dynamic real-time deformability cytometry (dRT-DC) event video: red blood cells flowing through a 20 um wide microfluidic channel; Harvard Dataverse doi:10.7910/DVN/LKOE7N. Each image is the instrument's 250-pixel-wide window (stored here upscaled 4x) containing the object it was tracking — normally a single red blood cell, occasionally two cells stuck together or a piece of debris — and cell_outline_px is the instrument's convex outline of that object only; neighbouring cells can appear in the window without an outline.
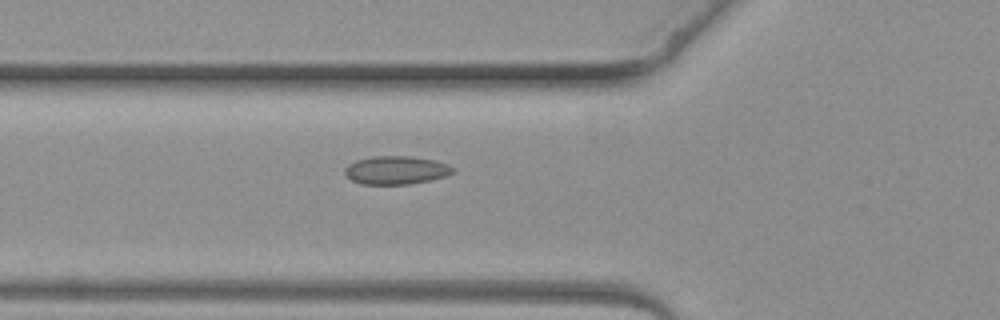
{"species": "common noctule bat (a hibernating species)", "species_latin": "Nyctalus noctula", "temperature_condition": "warm", "stored_images_in_passage": 5, "camera_frame_rate_fps": 3000, "um_per_image_px": 0.085, "animal": {"sex": "female", "body_mass_g": 19.3, "forearm_length_mm": 54.1}, "frame": {"image": 1, "passage_image": 5, "time_ms": 4.667, "image_size_px": [1000, 320], "cell_outline_px": [[456, 172], [448, 176], [408, 184], [360, 184], [352, 180], [344, 172], [344, 168], [348, 164], [356, 160], [372, 156], [412, 156], [436, 160], [448, 164], [456, 168]], "centroid_in_image_um": [33.71, 14.45], "position_along_channel_um": 92.1, "area_um2": 18.03}}